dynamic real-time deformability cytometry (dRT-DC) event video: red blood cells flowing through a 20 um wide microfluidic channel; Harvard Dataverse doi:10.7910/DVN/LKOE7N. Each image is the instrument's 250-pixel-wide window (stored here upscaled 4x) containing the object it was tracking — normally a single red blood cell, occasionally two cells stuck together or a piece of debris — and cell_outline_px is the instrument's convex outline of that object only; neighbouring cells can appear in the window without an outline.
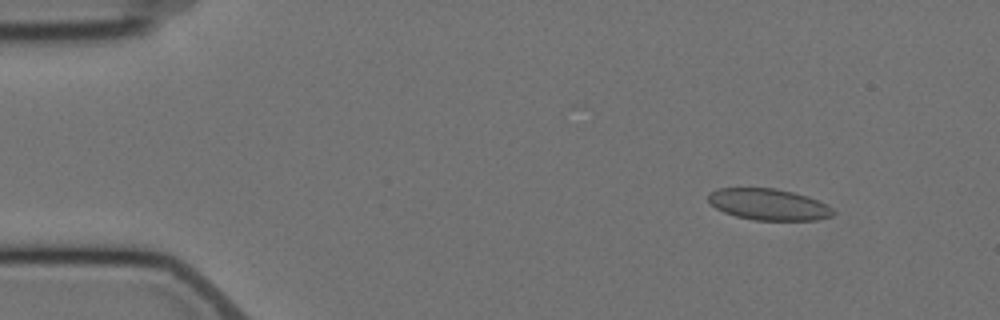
{"species": "Egyptian fruit bat (a non-hibernating species)", "species_latin": "Rousettus aegyptiacus", "temperature_condition": "cold", "stored_images_in_passage": 6, "segment_of_instrument_passage": [1, 2], "camera_frame_rate_fps": 3000, "um_per_image_px": 0.085, "animal": {"sex": "female"}, "frame": {"image": 1, "passage_image": 2, "time_ms": 1.333, "image_size_px": [1000, 320], "cell_outline_px": [[836, 212], [832, 216], [816, 220], [752, 220], [736, 216], [724, 212], [716, 208], [708, 200], [708, 192], [720, 188], [776, 188], [808, 196], [832, 208]], "centroid_in_image_um": [65.32, 17.38], "position_along_channel_um": 19.7, "area_um2": 22.77}}
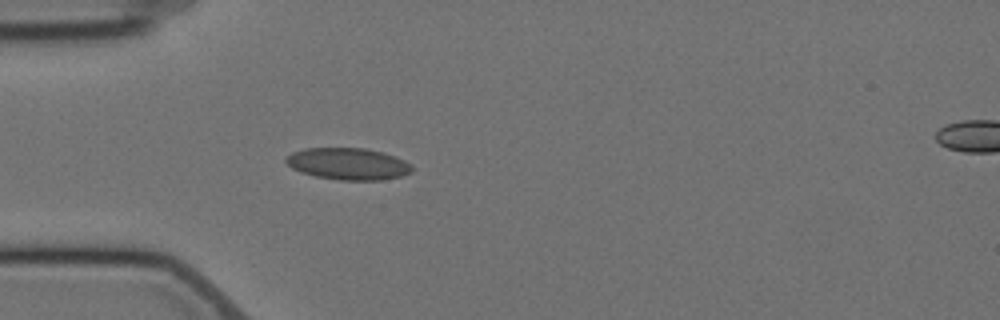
{"frame": {"image": 2, "passage_image": 5, "time_ms": 4.667, "image_size_px": [1000, 320], "cell_outline_px": [[412, 172], [400, 176], [380, 180], [340, 180], [316, 176], [300, 172], [292, 168], [284, 160], [284, 156], [292, 152], [304, 148], [364, 148], [384, 152], [396, 156], [412, 164]], "centroid_in_image_um": [29.58, 13.91], "position_along_channel_um": 55.4, "area_um2": 23.52}}